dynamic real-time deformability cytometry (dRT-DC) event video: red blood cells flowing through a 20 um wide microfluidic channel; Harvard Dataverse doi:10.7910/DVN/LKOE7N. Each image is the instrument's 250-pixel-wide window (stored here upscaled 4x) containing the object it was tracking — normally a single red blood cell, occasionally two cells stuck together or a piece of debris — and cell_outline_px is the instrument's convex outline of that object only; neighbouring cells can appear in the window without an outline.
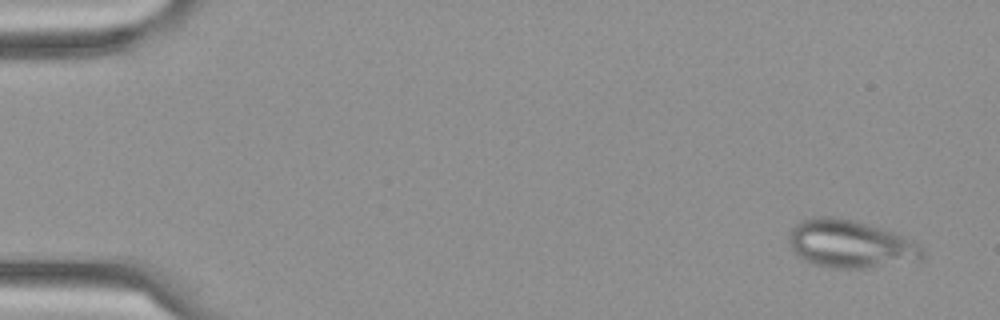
{"species": "Egyptian fruit bat (a non-hibernating species)", "species_latin": "Rousettus aegyptiacus", "temperature_condition": "cold", "stored_images_in_passage": 4, "camera_frame_rate_fps": 3000, "um_per_image_px": 0.085, "frame": {"image": 1, "passage_image": 1, "time_ms": 0.0, "image_size_px": [1000, 320], "cell_outline_px": [[924, 256], [920, 260], [868, 268], [836, 268], [812, 264], [804, 260], [792, 248], [788, 240], [788, 236], [792, 228], [800, 220], [816, 216], [832, 216], [852, 220], [896, 232], [920, 244], [924, 248]], "centroid_in_image_um": [72.3, 20.73], "position_along_channel_um": 12.7, "area_um2": 37.4}}